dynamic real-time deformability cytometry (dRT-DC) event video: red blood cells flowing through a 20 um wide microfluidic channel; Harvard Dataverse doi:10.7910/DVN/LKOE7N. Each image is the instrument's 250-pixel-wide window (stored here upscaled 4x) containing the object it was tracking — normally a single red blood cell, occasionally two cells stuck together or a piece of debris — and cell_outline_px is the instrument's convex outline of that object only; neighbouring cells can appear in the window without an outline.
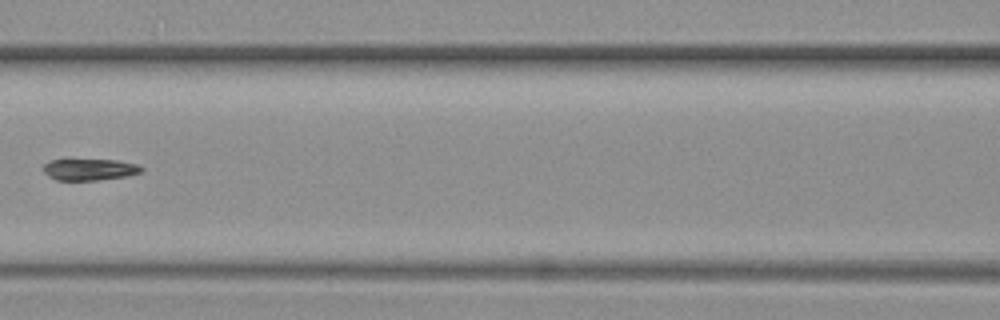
{"species": "common noctule bat (a hibernating species)", "species_latin": "Nyctalus noctula", "temperature_condition": "warm", "stored_images_in_passage": 12, "segment_of_instrument_passage": [2, 2], "camera_frame_rate_fps": 3000, "um_per_image_px": 0.085, "animal": {"sex": "female", "body_mass_g": 19.3, "forearm_length_mm": 54.1}, "frame": {"image": 1, "passage_image": 9, "time_ms": 2.667, "image_size_px": [1000, 320], "cell_outline_px": [[144, 168], [140, 172], [124, 176], [96, 180], [56, 180], [48, 176], [40, 168], [44, 164], [52, 160], [116, 160], [136, 164]], "centroid_in_image_um": [7.55, 14.41], "position_along_channel_um": 159.0, "area_um2": 12.14}}
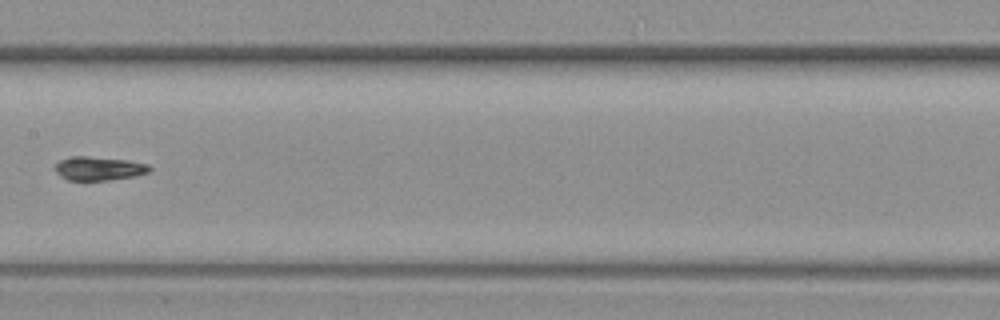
{"frame": {"image": 2, "passage_image": 10, "time_ms": 3.0, "image_size_px": [1000, 320], "cell_outline_px": [[152, 168], [148, 172], [132, 176], [108, 180], [68, 180], [60, 176], [52, 168], [60, 160], [72, 156], [84, 156], [128, 160], [148, 164]], "centroid_in_image_um": [8.36, 14.31], "position_along_channel_um": 199.0, "area_um2": 13.01}}